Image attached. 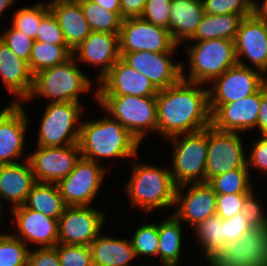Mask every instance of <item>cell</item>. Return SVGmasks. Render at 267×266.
Returning a JSON list of instances; mask_svg holds the SVG:
<instances>
[{"mask_svg":"<svg viewBox=\"0 0 267 266\" xmlns=\"http://www.w3.org/2000/svg\"><path fill=\"white\" fill-rule=\"evenodd\" d=\"M104 231L93 240L91 249L93 266H133L132 260L137 259L131 241L128 238L107 236ZM139 266H148L145 263Z\"/></svg>","mask_w":267,"mask_h":266,"instance_id":"28","label":"cell"},{"mask_svg":"<svg viewBox=\"0 0 267 266\" xmlns=\"http://www.w3.org/2000/svg\"><path fill=\"white\" fill-rule=\"evenodd\" d=\"M261 89L243 99L225 104H209L211 125L217 130L245 133L256 129Z\"/></svg>","mask_w":267,"mask_h":266,"instance_id":"21","label":"cell"},{"mask_svg":"<svg viewBox=\"0 0 267 266\" xmlns=\"http://www.w3.org/2000/svg\"><path fill=\"white\" fill-rule=\"evenodd\" d=\"M34 41L67 45L62 30L51 11L42 18Z\"/></svg>","mask_w":267,"mask_h":266,"instance_id":"44","label":"cell"},{"mask_svg":"<svg viewBox=\"0 0 267 266\" xmlns=\"http://www.w3.org/2000/svg\"><path fill=\"white\" fill-rule=\"evenodd\" d=\"M45 216L59 219L66 207L56 183L36 182L23 204Z\"/></svg>","mask_w":267,"mask_h":266,"instance_id":"31","label":"cell"},{"mask_svg":"<svg viewBox=\"0 0 267 266\" xmlns=\"http://www.w3.org/2000/svg\"><path fill=\"white\" fill-rule=\"evenodd\" d=\"M97 4H99L102 8L104 7L106 10L111 12H116L121 16V4L120 0H91Z\"/></svg>","mask_w":267,"mask_h":266,"instance_id":"52","label":"cell"},{"mask_svg":"<svg viewBox=\"0 0 267 266\" xmlns=\"http://www.w3.org/2000/svg\"><path fill=\"white\" fill-rule=\"evenodd\" d=\"M205 260V266H267V228L251 229Z\"/></svg>","mask_w":267,"mask_h":266,"instance_id":"11","label":"cell"},{"mask_svg":"<svg viewBox=\"0 0 267 266\" xmlns=\"http://www.w3.org/2000/svg\"><path fill=\"white\" fill-rule=\"evenodd\" d=\"M171 0H147L141 18L169 31Z\"/></svg>","mask_w":267,"mask_h":266,"instance_id":"43","label":"cell"},{"mask_svg":"<svg viewBox=\"0 0 267 266\" xmlns=\"http://www.w3.org/2000/svg\"><path fill=\"white\" fill-rule=\"evenodd\" d=\"M250 193L219 194L216 197V214L222 219L231 218L241 212L245 198Z\"/></svg>","mask_w":267,"mask_h":266,"instance_id":"46","label":"cell"},{"mask_svg":"<svg viewBox=\"0 0 267 266\" xmlns=\"http://www.w3.org/2000/svg\"><path fill=\"white\" fill-rule=\"evenodd\" d=\"M256 130L259 132V136L267 135V83L261 88V103Z\"/></svg>","mask_w":267,"mask_h":266,"instance_id":"50","label":"cell"},{"mask_svg":"<svg viewBox=\"0 0 267 266\" xmlns=\"http://www.w3.org/2000/svg\"><path fill=\"white\" fill-rule=\"evenodd\" d=\"M147 0H120L121 4V17L136 18L141 17Z\"/></svg>","mask_w":267,"mask_h":266,"instance_id":"49","label":"cell"},{"mask_svg":"<svg viewBox=\"0 0 267 266\" xmlns=\"http://www.w3.org/2000/svg\"><path fill=\"white\" fill-rule=\"evenodd\" d=\"M97 91V95L156 97L159 90L145 75L131 68L120 58L97 83Z\"/></svg>","mask_w":267,"mask_h":266,"instance_id":"23","label":"cell"},{"mask_svg":"<svg viewBox=\"0 0 267 266\" xmlns=\"http://www.w3.org/2000/svg\"><path fill=\"white\" fill-rule=\"evenodd\" d=\"M266 83V75L259 70L237 64L208 85L209 104H225L243 99L258 92Z\"/></svg>","mask_w":267,"mask_h":266,"instance_id":"13","label":"cell"},{"mask_svg":"<svg viewBox=\"0 0 267 266\" xmlns=\"http://www.w3.org/2000/svg\"><path fill=\"white\" fill-rule=\"evenodd\" d=\"M55 248L60 266H93L89 246L58 243Z\"/></svg>","mask_w":267,"mask_h":266,"instance_id":"40","label":"cell"},{"mask_svg":"<svg viewBox=\"0 0 267 266\" xmlns=\"http://www.w3.org/2000/svg\"><path fill=\"white\" fill-rule=\"evenodd\" d=\"M216 197L217 194L207 182L178 186L172 214L192 230L200 222L216 215Z\"/></svg>","mask_w":267,"mask_h":266,"instance_id":"17","label":"cell"},{"mask_svg":"<svg viewBox=\"0 0 267 266\" xmlns=\"http://www.w3.org/2000/svg\"><path fill=\"white\" fill-rule=\"evenodd\" d=\"M253 229L239 213L231 218L223 219L224 239L228 244L230 241L237 240Z\"/></svg>","mask_w":267,"mask_h":266,"instance_id":"47","label":"cell"},{"mask_svg":"<svg viewBox=\"0 0 267 266\" xmlns=\"http://www.w3.org/2000/svg\"><path fill=\"white\" fill-rule=\"evenodd\" d=\"M0 77L5 90L14 97L9 103L20 104L26 100L32 89L33 74L28 62L15 55L1 39Z\"/></svg>","mask_w":267,"mask_h":266,"instance_id":"24","label":"cell"},{"mask_svg":"<svg viewBox=\"0 0 267 266\" xmlns=\"http://www.w3.org/2000/svg\"><path fill=\"white\" fill-rule=\"evenodd\" d=\"M81 122L79 149L81 156L102 164L103 159H138L139 141L109 114Z\"/></svg>","mask_w":267,"mask_h":266,"instance_id":"2","label":"cell"},{"mask_svg":"<svg viewBox=\"0 0 267 266\" xmlns=\"http://www.w3.org/2000/svg\"><path fill=\"white\" fill-rule=\"evenodd\" d=\"M172 145L168 165L176 186L205 182L207 159V128L166 139Z\"/></svg>","mask_w":267,"mask_h":266,"instance_id":"7","label":"cell"},{"mask_svg":"<svg viewBox=\"0 0 267 266\" xmlns=\"http://www.w3.org/2000/svg\"><path fill=\"white\" fill-rule=\"evenodd\" d=\"M97 104L118 120L140 144L147 134H157L156 97L97 95Z\"/></svg>","mask_w":267,"mask_h":266,"instance_id":"6","label":"cell"},{"mask_svg":"<svg viewBox=\"0 0 267 266\" xmlns=\"http://www.w3.org/2000/svg\"><path fill=\"white\" fill-rule=\"evenodd\" d=\"M119 44L120 54L137 51L164 53L176 45L167 29L151 24L141 17L123 19Z\"/></svg>","mask_w":267,"mask_h":266,"instance_id":"15","label":"cell"},{"mask_svg":"<svg viewBox=\"0 0 267 266\" xmlns=\"http://www.w3.org/2000/svg\"><path fill=\"white\" fill-rule=\"evenodd\" d=\"M234 43L238 64L259 70L267 76V23L254 14L244 17Z\"/></svg>","mask_w":267,"mask_h":266,"instance_id":"18","label":"cell"},{"mask_svg":"<svg viewBox=\"0 0 267 266\" xmlns=\"http://www.w3.org/2000/svg\"><path fill=\"white\" fill-rule=\"evenodd\" d=\"M3 207L0 205V219L2 217ZM1 223V222H0Z\"/></svg>","mask_w":267,"mask_h":266,"instance_id":"54","label":"cell"},{"mask_svg":"<svg viewBox=\"0 0 267 266\" xmlns=\"http://www.w3.org/2000/svg\"><path fill=\"white\" fill-rule=\"evenodd\" d=\"M9 215L12 216L13 226H16L13 227L15 229L12 234L27 246L31 245L30 249L34 246L55 247L58 244V219L45 216L24 205L10 209Z\"/></svg>","mask_w":267,"mask_h":266,"instance_id":"19","label":"cell"},{"mask_svg":"<svg viewBox=\"0 0 267 266\" xmlns=\"http://www.w3.org/2000/svg\"><path fill=\"white\" fill-rule=\"evenodd\" d=\"M0 39L13 51L15 55L29 62L34 40L14 29L12 26L0 32Z\"/></svg>","mask_w":267,"mask_h":266,"instance_id":"41","label":"cell"},{"mask_svg":"<svg viewBox=\"0 0 267 266\" xmlns=\"http://www.w3.org/2000/svg\"><path fill=\"white\" fill-rule=\"evenodd\" d=\"M240 134L217 130L212 125L207 127L205 182L247 164L244 140Z\"/></svg>","mask_w":267,"mask_h":266,"instance_id":"9","label":"cell"},{"mask_svg":"<svg viewBox=\"0 0 267 266\" xmlns=\"http://www.w3.org/2000/svg\"><path fill=\"white\" fill-rule=\"evenodd\" d=\"M107 215L93 206H66L58 219V243L89 246L103 231Z\"/></svg>","mask_w":267,"mask_h":266,"instance_id":"12","label":"cell"},{"mask_svg":"<svg viewBox=\"0 0 267 266\" xmlns=\"http://www.w3.org/2000/svg\"><path fill=\"white\" fill-rule=\"evenodd\" d=\"M49 11L48 1H45V4L42 1H36L31 6L17 8L10 24L14 29L35 40L40 22Z\"/></svg>","mask_w":267,"mask_h":266,"instance_id":"36","label":"cell"},{"mask_svg":"<svg viewBox=\"0 0 267 266\" xmlns=\"http://www.w3.org/2000/svg\"><path fill=\"white\" fill-rule=\"evenodd\" d=\"M182 223L171 213L158 223V258L160 266H181V253L184 248ZM183 235V236H182ZM180 262V263H179Z\"/></svg>","mask_w":267,"mask_h":266,"instance_id":"29","label":"cell"},{"mask_svg":"<svg viewBox=\"0 0 267 266\" xmlns=\"http://www.w3.org/2000/svg\"><path fill=\"white\" fill-rule=\"evenodd\" d=\"M109 167L83 158L77 160L73 170L57 186L66 206H90L103 187ZM108 169V170H107Z\"/></svg>","mask_w":267,"mask_h":266,"instance_id":"10","label":"cell"},{"mask_svg":"<svg viewBox=\"0 0 267 266\" xmlns=\"http://www.w3.org/2000/svg\"><path fill=\"white\" fill-rule=\"evenodd\" d=\"M202 0H171L169 33L177 45L187 42L205 16Z\"/></svg>","mask_w":267,"mask_h":266,"instance_id":"27","label":"cell"},{"mask_svg":"<svg viewBox=\"0 0 267 266\" xmlns=\"http://www.w3.org/2000/svg\"><path fill=\"white\" fill-rule=\"evenodd\" d=\"M254 139L247 155V167L251 176V172L256 169L264 178L267 177V135H260ZM250 155V156H249ZM249 156V157H248ZM252 170V171H251Z\"/></svg>","mask_w":267,"mask_h":266,"instance_id":"45","label":"cell"},{"mask_svg":"<svg viewBox=\"0 0 267 266\" xmlns=\"http://www.w3.org/2000/svg\"><path fill=\"white\" fill-rule=\"evenodd\" d=\"M84 103L51 102L40 118L36 146L65 147L78 144ZM84 109V110H83Z\"/></svg>","mask_w":267,"mask_h":266,"instance_id":"8","label":"cell"},{"mask_svg":"<svg viewBox=\"0 0 267 266\" xmlns=\"http://www.w3.org/2000/svg\"><path fill=\"white\" fill-rule=\"evenodd\" d=\"M77 61L71 57L65 63L45 68L33 75V84L29 96L21 103H30L38 98H45L51 102L81 103V95L87 92L93 94V101L97 102V85L93 84ZM93 85L95 86L93 89ZM94 90V91H91ZM94 92V93H93Z\"/></svg>","mask_w":267,"mask_h":266,"instance_id":"4","label":"cell"},{"mask_svg":"<svg viewBox=\"0 0 267 266\" xmlns=\"http://www.w3.org/2000/svg\"><path fill=\"white\" fill-rule=\"evenodd\" d=\"M72 57V50L67 45H54L34 41L28 66L34 75L38 71L65 63Z\"/></svg>","mask_w":267,"mask_h":266,"instance_id":"32","label":"cell"},{"mask_svg":"<svg viewBox=\"0 0 267 266\" xmlns=\"http://www.w3.org/2000/svg\"><path fill=\"white\" fill-rule=\"evenodd\" d=\"M28 155L36 182L58 183L74 168L81 153L78 144L65 147H42Z\"/></svg>","mask_w":267,"mask_h":266,"instance_id":"20","label":"cell"},{"mask_svg":"<svg viewBox=\"0 0 267 266\" xmlns=\"http://www.w3.org/2000/svg\"><path fill=\"white\" fill-rule=\"evenodd\" d=\"M130 241L134 249L136 258L148 257L151 259L152 256H158V223L149 222L141 223L130 236Z\"/></svg>","mask_w":267,"mask_h":266,"instance_id":"37","label":"cell"},{"mask_svg":"<svg viewBox=\"0 0 267 266\" xmlns=\"http://www.w3.org/2000/svg\"><path fill=\"white\" fill-rule=\"evenodd\" d=\"M6 233H7V232H4V233L0 232V239H1Z\"/></svg>","mask_w":267,"mask_h":266,"instance_id":"55","label":"cell"},{"mask_svg":"<svg viewBox=\"0 0 267 266\" xmlns=\"http://www.w3.org/2000/svg\"><path fill=\"white\" fill-rule=\"evenodd\" d=\"M24 107V103H9L0 110V165L28 160L24 148L30 120Z\"/></svg>","mask_w":267,"mask_h":266,"instance_id":"14","label":"cell"},{"mask_svg":"<svg viewBox=\"0 0 267 266\" xmlns=\"http://www.w3.org/2000/svg\"><path fill=\"white\" fill-rule=\"evenodd\" d=\"M131 168V176L122 190L130 199L132 209L138 208L142 215L148 216L156 209L174 206L177 186L168 166L132 161Z\"/></svg>","mask_w":267,"mask_h":266,"instance_id":"3","label":"cell"},{"mask_svg":"<svg viewBox=\"0 0 267 266\" xmlns=\"http://www.w3.org/2000/svg\"><path fill=\"white\" fill-rule=\"evenodd\" d=\"M259 2V3H258ZM253 14L260 20L267 23V0H254Z\"/></svg>","mask_w":267,"mask_h":266,"instance_id":"51","label":"cell"},{"mask_svg":"<svg viewBox=\"0 0 267 266\" xmlns=\"http://www.w3.org/2000/svg\"><path fill=\"white\" fill-rule=\"evenodd\" d=\"M49 10L56 18L67 46L74 50L92 32L77 0H50Z\"/></svg>","mask_w":267,"mask_h":266,"instance_id":"26","label":"cell"},{"mask_svg":"<svg viewBox=\"0 0 267 266\" xmlns=\"http://www.w3.org/2000/svg\"><path fill=\"white\" fill-rule=\"evenodd\" d=\"M72 57L79 65L84 63L99 69L95 77L97 84L121 57L119 34L92 31L72 50Z\"/></svg>","mask_w":267,"mask_h":266,"instance_id":"22","label":"cell"},{"mask_svg":"<svg viewBox=\"0 0 267 266\" xmlns=\"http://www.w3.org/2000/svg\"><path fill=\"white\" fill-rule=\"evenodd\" d=\"M28 266H60L57 249L55 247L30 249Z\"/></svg>","mask_w":267,"mask_h":266,"instance_id":"48","label":"cell"},{"mask_svg":"<svg viewBox=\"0 0 267 266\" xmlns=\"http://www.w3.org/2000/svg\"><path fill=\"white\" fill-rule=\"evenodd\" d=\"M256 188L244 200L240 214L252 228H267V213L256 197Z\"/></svg>","mask_w":267,"mask_h":266,"instance_id":"42","label":"cell"},{"mask_svg":"<svg viewBox=\"0 0 267 266\" xmlns=\"http://www.w3.org/2000/svg\"><path fill=\"white\" fill-rule=\"evenodd\" d=\"M206 14H238L243 18L253 15L254 0H202Z\"/></svg>","mask_w":267,"mask_h":266,"instance_id":"39","label":"cell"},{"mask_svg":"<svg viewBox=\"0 0 267 266\" xmlns=\"http://www.w3.org/2000/svg\"><path fill=\"white\" fill-rule=\"evenodd\" d=\"M185 44H188L186 55L189 69L186 72L182 61L183 80L208 86L215 78L238 64L233 40L209 39Z\"/></svg>","mask_w":267,"mask_h":266,"instance_id":"5","label":"cell"},{"mask_svg":"<svg viewBox=\"0 0 267 266\" xmlns=\"http://www.w3.org/2000/svg\"><path fill=\"white\" fill-rule=\"evenodd\" d=\"M242 19L243 17L238 14H205L194 35L187 42L209 39H229L234 41Z\"/></svg>","mask_w":267,"mask_h":266,"instance_id":"30","label":"cell"},{"mask_svg":"<svg viewBox=\"0 0 267 266\" xmlns=\"http://www.w3.org/2000/svg\"><path fill=\"white\" fill-rule=\"evenodd\" d=\"M251 177L246 164L243 168L231 170L212 178L208 184L217 195L251 193L255 186Z\"/></svg>","mask_w":267,"mask_h":266,"instance_id":"35","label":"cell"},{"mask_svg":"<svg viewBox=\"0 0 267 266\" xmlns=\"http://www.w3.org/2000/svg\"><path fill=\"white\" fill-rule=\"evenodd\" d=\"M205 86V87H204ZM183 80L156 95L157 134L163 139L197 132L211 125L208 87Z\"/></svg>","mask_w":267,"mask_h":266,"instance_id":"1","label":"cell"},{"mask_svg":"<svg viewBox=\"0 0 267 266\" xmlns=\"http://www.w3.org/2000/svg\"><path fill=\"white\" fill-rule=\"evenodd\" d=\"M92 31L120 34L123 18L91 0H77Z\"/></svg>","mask_w":267,"mask_h":266,"instance_id":"34","label":"cell"},{"mask_svg":"<svg viewBox=\"0 0 267 266\" xmlns=\"http://www.w3.org/2000/svg\"><path fill=\"white\" fill-rule=\"evenodd\" d=\"M35 183L28 160L0 165V205L3 207L5 201L10 203V209L23 205Z\"/></svg>","mask_w":267,"mask_h":266,"instance_id":"25","label":"cell"},{"mask_svg":"<svg viewBox=\"0 0 267 266\" xmlns=\"http://www.w3.org/2000/svg\"><path fill=\"white\" fill-rule=\"evenodd\" d=\"M178 46L176 44L169 52L137 51L120 54V58L161 90L176 84L182 78V61L172 59Z\"/></svg>","mask_w":267,"mask_h":266,"instance_id":"16","label":"cell"},{"mask_svg":"<svg viewBox=\"0 0 267 266\" xmlns=\"http://www.w3.org/2000/svg\"><path fill=\"white\" fill-rule=\"evenodd\" d=\"M30 247L12 233L0 239V266H28Z\"/></svg>","mask_w":267,"mask_h":266,"instance_id":"38","label":"cell"},{"mask_svg":"<svg viewBox=\"0 0 267 266\" xmlns=\"http://www.w3.org/2000/svg\"><path fill=\"white\" fill-rule=\"evenodd\" d=\"M193 235L196 236L202 254V259H206L216 249L223 248L227 245L224 239L223 219L219 215H213L200 222L192 228ZM201 250L203 252H201ZM204 257V258H203Z\"/></svg>","mask_w":267,"mask_h":266,"instance_id":"33","label":"cell"},{"mask_svg":"<svg viewBox=\"0 0 267 266\" xmlns=\"http://www.w3.org/2000/svg\"><path fill=\"white\" fill-rule=\"evenodd\" d=\"M17 0H0V16L2 15L4 19H7L3 13L6 12L7 9L13 7L14 3Z\"/></svg>","mask_w":267,"mask_h":266,"instance_id":"53","label":"cell"}]
</instances>
